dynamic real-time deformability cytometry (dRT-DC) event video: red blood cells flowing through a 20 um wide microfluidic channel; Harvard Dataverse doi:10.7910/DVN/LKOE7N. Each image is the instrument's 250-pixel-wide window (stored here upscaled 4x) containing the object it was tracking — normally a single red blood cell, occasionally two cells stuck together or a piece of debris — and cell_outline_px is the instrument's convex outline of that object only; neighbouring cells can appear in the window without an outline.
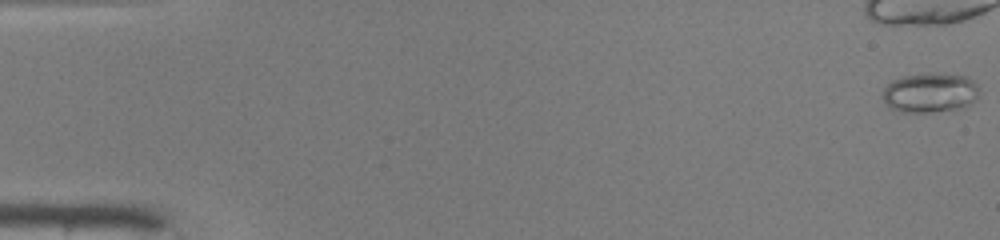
{"species": "common noctule bat (a hibernating species)", "species_latin": "Nyctalus noctula", "temperature_condition": "warm", "stored_images_in_passage": 44, "camera_frame_rate_fps": 3000, "um_per_image_px": 0.085, "animal": {"sex": "male", "body_mass_g": 19.0, "forearm_length_mm": 50.8}, "frame": {"image": 1, "passage_image": 1, "time_ms": 0.0, "image_size_px": [1000, 240], "cell_outline_px": [[976, 100], [960, 108], [932, 112], [900, 112], [888, 108], [884, 104], [884, 88], [892, 80], [904, 76], [928, 72], [968, 76], [976, 84]], "centroid_in_image_um": [79.01, 7.88], "position_along_channel_um": 6.0, "area_um2": 22.31}}